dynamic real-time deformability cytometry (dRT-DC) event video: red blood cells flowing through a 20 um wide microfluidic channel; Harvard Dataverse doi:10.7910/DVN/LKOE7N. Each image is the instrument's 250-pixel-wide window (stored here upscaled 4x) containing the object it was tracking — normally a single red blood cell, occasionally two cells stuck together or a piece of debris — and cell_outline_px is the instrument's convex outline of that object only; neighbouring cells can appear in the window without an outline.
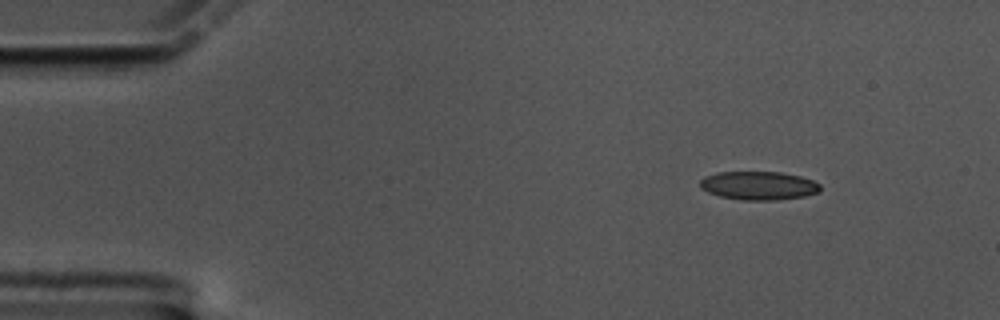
{"species": "common noctule bat (a hibernating species)", "species_latin": "Nyctalus noctula", "temperature_condition": "cold", "stored_images_in_passage": 53, "camera_frame_rate_fps": 3000, "um_per_image_px": 0.085, "animal": {"sex": "male", "body_mass_g": 17.5, "forearm_length_mm": 52.3}, "frame": {"image": 1, "passage_image": 1, "time_ms": 0.0, "image_size_px": [1000, 320], "cell_outline_px": [[820, 192], [804, 196], [776, 200], [740, 200], [720, 196], [708, 192], [700, 188], [700, 180], [704, 176], [716, 172], [780, 172], [800, 176], [812, 180], [820, 184]], "centroid_in_image_um": [64.47, 15.77], "position_along_channel_um": 20.5, "area_um2": 20.06}}
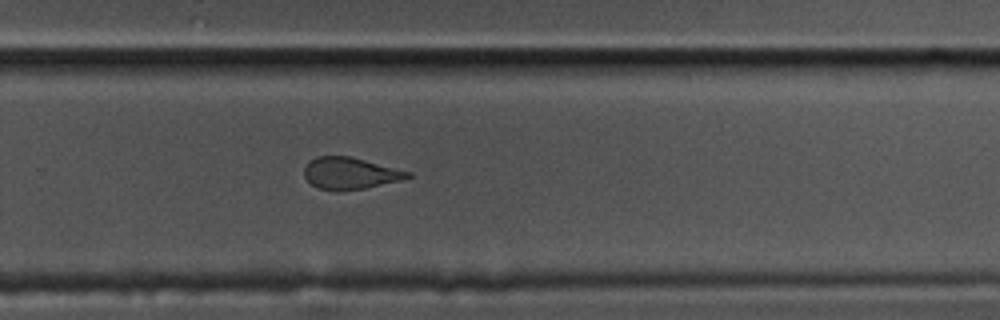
{"frame": {"image": 2, "passage_image": 33, "time_ms": 10.667, "image_size_px": [1000, 320], "cell_outline_px": [[412, 176], [404, 180], [364, 188], [336, 192], [316, 188], [304, 176], [304, 168], [316, 156], [352, 156], [412, 172]], "centroid_in_image_um": [29.79, 14.74], "position_along_channel_um": 300.0, "area_um2": 19.42}}
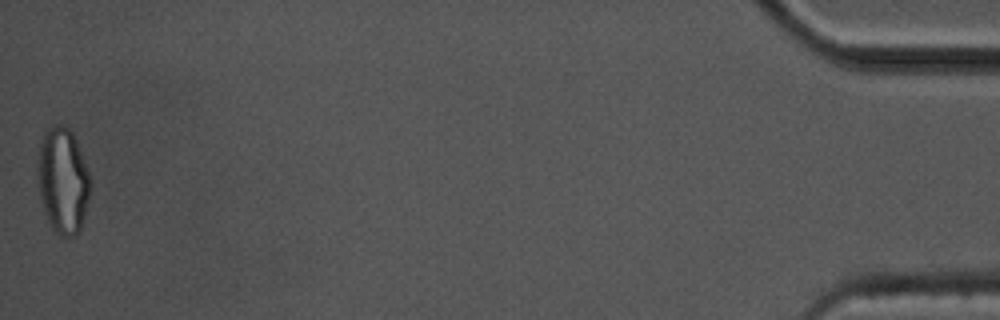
{"frame": {"image": 3, "passage_image": 53, "time_ms": 17.333, "image_size_px": [1000, 320], "cell_outline_px": [[88, 196], [80, 232], [76, 236], [60, 236], [52, 228], [44, 212], [40, 200], [36, 176], [36, 164], [40, 140], [44, 132], [52, 124], [64, 124], [72, 132], [76, 140], [88, 172]], "centroid_in_image_um": [5.28, 15.32], "position_along_channel_um": 429.9, "area_um2": 32.6}, "authors_computed_cell_mechanics": {"area_um2": 20.5768, "velocity_mm_per_s": 3.3817, "shape_relaxation_time_tau1_ms": null, "shape_relaxation_time_tau2_ms": 1.5855, "deformation_change_tau1": null, "deformation_change_tau2": 0.0863}}